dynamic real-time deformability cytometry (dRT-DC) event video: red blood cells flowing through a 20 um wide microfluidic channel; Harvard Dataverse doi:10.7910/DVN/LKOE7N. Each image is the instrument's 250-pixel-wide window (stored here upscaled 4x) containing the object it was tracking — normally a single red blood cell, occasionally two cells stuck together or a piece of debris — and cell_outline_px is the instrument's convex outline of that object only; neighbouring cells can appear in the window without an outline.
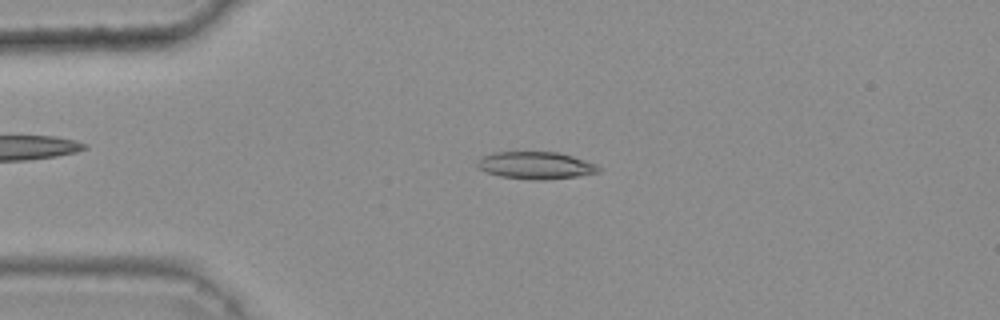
{"species": "common noctule bat (a hibernating species)", "species_latin": "Nyctalus noctula", "temperature_condition": "warm", "stored_images_in_passage": 42, "camera_frame_rate_fps": 3000, "um_per_image_px": 0.085, "animal": {"sex": "female", "body_mass_g": 25.1}, "frame": {"image": 1, "passage_image": 12, "time_ms": 3.667, "image_size_px": [1000, 320], "cell_outline_px": [[600, 172], [576, 176], [544, 180], [540, 180], [500, 176], [488, 172], [480, 168], [476, 164], [476, 160], [492, 152], [556, 152], [572, 156], [596, 164], [600, 168]], "centroid_in_image_um": [45.53, 14.05], "position_along_channel_um": 39.5, "area_um2": 19.02}}
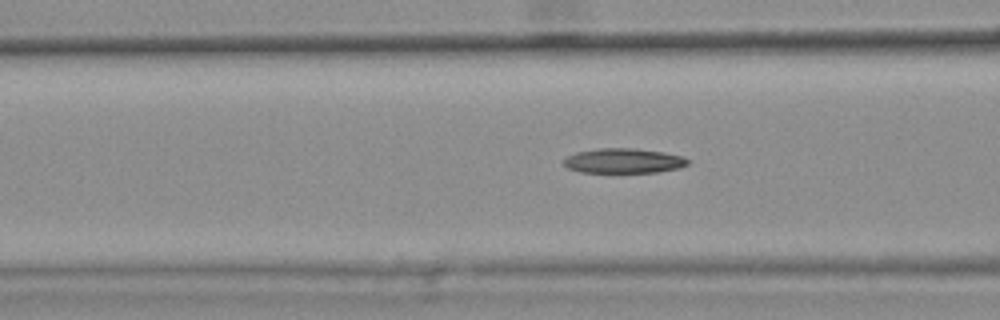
{"frame": {"image": 2, "passage_image": 20, "time_ms": 6.333, "image_size_px": [1000, 320], "cell_outline_px": [[692, 160], [688, 164], [680, 168], [656, 172], [580, 172], [568, 168], [564, 164], [564, 160], [568, 156], [576, 152], [600, 148], [632, 148], [664, 152], [680, 156]], "centroid_in_image_um": [53.03, 13.67], "position_along_channel_um": 113.6, "area_um2": 17.86}}
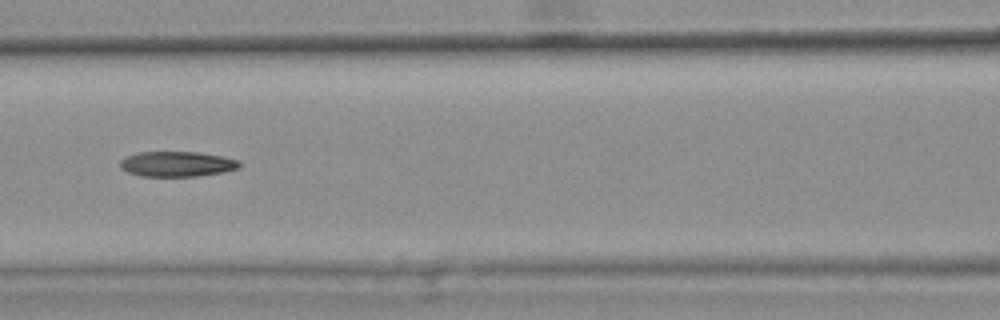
{"frame": {"image": 3, "passage_image": 23, "time_ms": 7.333, "image_size_px": [1000, 320], "cell_outline_px": [[240, 168], [224, 172], [196, 176], [140, 176], [128, 172], [120, 168], [120, 160], [124, 156], [136, 152], [200, 152], [224, 156], [240, 160]], "centroid_in_image_um": [15.05, 13.93], "position_along_channel_um": 151.6, "area_um2": 17.8}}